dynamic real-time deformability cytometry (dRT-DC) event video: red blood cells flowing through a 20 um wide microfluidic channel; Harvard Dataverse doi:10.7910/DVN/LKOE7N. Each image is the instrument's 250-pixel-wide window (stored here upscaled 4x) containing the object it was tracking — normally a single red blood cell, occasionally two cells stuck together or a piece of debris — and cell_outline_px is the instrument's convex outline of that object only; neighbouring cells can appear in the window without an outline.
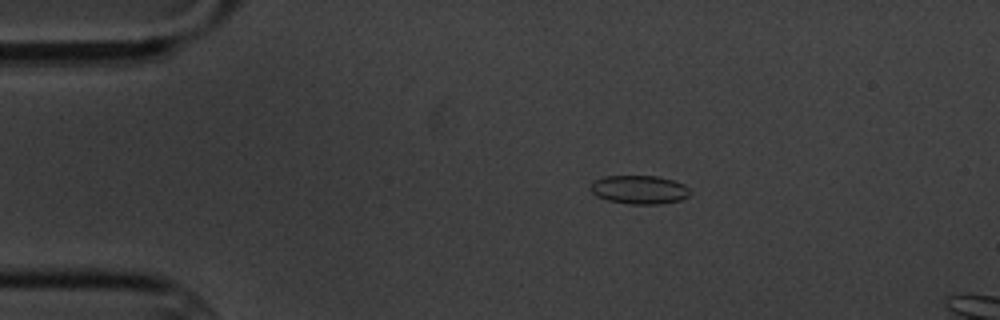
{"species": "common noctule bat (a hibernating species)", "species_latin": "Nyctalus noctula", "temperature_condition": "cold", "stored_images_in_passage": 6, "camera_frame_rate_fps": 3000, "um_per_image_px": 0.085, "animal": {"sex": "male", "body_mass_g": 20.1, "forearm_length_mm": 53.5}, "frame": {"image": 1, "passage_image": 4, "time_ms": 3.333, "image_size_px": [1000, 320], "cell_outline_px": [[688, 196], [680, 200], [660, 204], [628, 204], [608, 200], [596, 196], [588, 188], [592, 180], [604, 176], [660, 176], [684, 184], [688, 188]], "centroid_in_image_um": [54.28, 16.11], "position_along_channel_um": 30.7, "area_um2": 16.7}}